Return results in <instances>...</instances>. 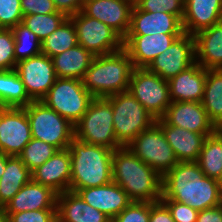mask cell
Instances as JSON below:
<instances>
[{"label":"cell","mask_w":222,"mask_h":222,"mask_svg":"<svg viewBox=\"0 0 222 222\" xmlns=\"http://www.w3.org/2000/svg\"><path fill=\"white\" fill-rule=\"evenodd\" d=\"M112 177L131 201L157 202L162 198V177L126 146L113 151Z\"/></svg>","instance_id":"2"},{"label":"cell","mask_w":222,"mask_h":222,"mask_svg":"<svg viewBox=\"0 0 222 222\" xmlns=\"http://www.w3.org/2000/svg\"><path fill=\"white\" fill-rule=\"evenodd\" d=\"M194 36L196 62L205 69H222V21Z\"/></svg>","instance_id":"26"},{"label":"cell","mask_w":222,"mask_h":222,"mask_svg":"<svg viewBox=\"0 0 222 222\" xmlns=\"http://www.w3.org/2000/svg\"><path fill=\"white\" fill-rule=\"evenodd\" d=\"M15 39L11 29L0 28V70H12L16 67Z\"/></svg>","instance_id":"37"},{"label":"cell","mask_w":222,"mask_h":222,"mask_svg":"<svg viewBox=\"0 0 222 222\" xmlns=\"http://www.w3.org/2000/svg\"><path fill=\"white\" fill-rule=\"evenodd\" d=\"M68 16L60 11L51 14H33L22 18V24L28 27L42 42L53 33Z\"/></svg>","instance_id":"34"},{"label":"cell","mask_w":222,"mask_h":222,"mask_svg":"<svg viewBox=\"0 0 222 222\" xmlns=\"http://www.w3.org/2000/svg\"><path fill=\"white\" fill-rule=\"evenodd\" d=\"M94 97L80 79L57 78L41 101L75 125Z\"/></svg>","instance_id":"8"},{"label":"cell","mask_w":222,"mask_h":222,"mask_svg":"<svg viewBox=\"0 0 222 222\" xmlns=\"http://www.w3.org/2000/svg\"><path fill=\"white\" fill-rule=\"evenodd\" d=\"M133 69L132 60L124 48L95 56L82 79L83 86L94 98L126 92Z\"/></svg>","instance_id":"4"},{"label":"cell","mask_w":222,"mask_h":222,"mask_svg":"<svg viewBox=\"0 0 222 222\" xmlns=\"http://www.w3.org/2000/svg\"><path fill=\"white\" fill-rule=\"evenodd\" d=\"M56 214L64 222H111L103 212L87 204L77 193L57 194Z\"/></svg>","instance_id":"25"},{"label":"cell","mask_w":222,"mask_h":222,"mask_svg":"<svg viewBox=\"0 0 222 222\" xmlns=\"http://www.w3.org/2000/svg\"><path fill=\"white\" fill-rule=\"evenodd\" d=\"M161 119L167 125L200 134H214L218 130L201 102H171Z\"/></svg>","instance_id":"16"},{"label":"cell","mask_w":222,"mask_h":222,"mask_svg":"<svg viewBox=\"0 0 222 222\" xmlns=\"http://www.w3.org/2000/svg\"><path fill=\"white\" fill-rule=\"evenodd\" d=\"M76 193L111 219L132 202L122 187L113 181L103 186L79 189Z\"/></svg>","instance_id":"19"},{"label":"cell","mask_w":222,"mask_h":222,"mask_svg":"<svg viewBox=\"0 0 222 222\" xmlns=\"http://www.w3.org/2000/svg\"><path fill=\"white\" fill-rule=\"evenodd\" d=\"M30 123L32 138L42 140L57 150L67 149L74 138V125L46 106L33 101L23 107Z\"/></svg>","instance_id":"7"},{"label":"cell","mask_w":222,"mask_h":222,"mask_svg":"<svg viewBox=\"0 0 222 222\" xmlns=\"http://www.w3.org/2000/svg\"><path fill=\"white\" fill-rule=\"evenodd\" d=\"M185 0H140L135 5L142 11L165 12L183 20Z\"/></svg>","instance_id":"36"},{"label":"cell","mask_w":222,"mask_h":222,"mask_svg":"<svg viewBox=\"0 0 222 222\" xmlns=\"http://www.w3.org/2000/svg\"><path fill=\"white\" fill-rule=\"evenodd\" d=\"M94 57L78 44L51 59L57 78L82 80Z\"/></svg>","instance_id":"27"},{"label":"cell","mask_w":222,"mask_h":222,"mask_svg":"<svg viewBox=\"0 0 222 222\" xmlns=\"http://www.w3.org/2000/svg\"><path fill=\"white\" fill-rule=\"evenodd\" d=\"M203 108L218 129H222V69H208L202 99Z\"/></svg>","instance_id":"29"},{"label":"cell","mask_w":222,"mask_h":222,"mask_svg":"<svg viewBox=\"0 0 222 222\" xmlns=\"http://www.w3.org/2000/svg\"><path fill=\"white\" fill-rule=\"evenodd\" d=\"M150 202L132 201L111 222H149Z\"/></svg>","instance_id":"38"},{"label":"cell","mask_w":222,"mask_h":222,"mask_svg":"<svg viewBox=\"0 0 222 222\" xmlns=\"http://www.w3.org/2000/svg\"><path fill=\"white\" fill-rule=\"evenodd\" d=\"M8 157H9V155L0 151V178L5 170V166H6V162H7Z\"/></svg>","instance_id":"46"},{"label":"cell","mask_w":222,"mask_h":222,"mask_svg":"<svg viewBox=\"0 0 222 222\" xmlns=\"http://www.w3.org/2000/svg\"><path fill=\"white\" fill-rule=\"evenodd\" d=\"M23 16L33 14H51L58 10L53 0H20Z\"/></svg>","instance_id":"42"},{"label":"cell","mask_w":222,"mask_h":222,"mask_svg":"<svg viewBox=\"0 0 222 222\" xmlns=\"http://www.w3.org/2000/svg\"><path fill=\"white\" fill-rule=\"evenodd\" d=\"M32 139L30 123L23 107H0V151L18 156Z\"/></svg>","instance_id":"13"},{"label":"cell","mask_w":222,"mask_h":222,"mask_svg":"<svg viewBox=\"0 0 222 222\" xmlns=\"http://www.w3.org/2000/svg\"><path fill=\"white\" fill-rule=\"evenodd\" d=\"M130 3H132L133 5H135L137 2H139L140 0H128Z\"/></svg>","instance_id":"49"},{"label":"cell","mask_w":222,"mask_h":222,"mask_svg":"<svg viewBox=\"0 0 222 222\" xmlns=\"http://www.w3.org/2000/svg\"><path fill=\"white\" fill-rule=\"evenodd\" d=\"M137 158L162 178L179 162L166 141L162 128L155 122L126 146Z\"/></svg>","instance_id":"9"},{"label":"cell","mask_w":222,"mask_h":222,"mask_svg":"<svg viewBox=\"0 0 222 222\" xmlns=\"http://www.w3.org/2000/svg\"><path fill=\"white\" fill-rule=\"evenodd\" d=\"M158 33H185L182 20L165 12H147L136 5L131 12V24L127 35H153Z\"/></svg>","instance_id":"20"},{"label":"cell","mask_w":222,"mask_h":222,"mask_svg":"<svg viewBox=\"0 0 222 222\" xmlns=\"http://www.w3.org/2000/svg\"><path fill=\"white\" fill-rule=\"evenodd\" d=\"M218 181L220 182V185L222 187V172H221V175H220V179Z\"/></svg>","instance_id":"50"},{"label":"cell","mask_w":222,"mask_h":222,"mask_svg":"<svg viewBox=\"0 0 222 222\" xmlns=\"http://www.w3.org/2000/svg\"><path fill=\"white\" fill-rule=\"evenodd\" d=\"M107 99L113 108L115 136L122 147L127 146L156 122V119L129 91L117 93Z\"/></svg>","instance_id":"6"},{"label":"cell","mask_w":222,"mask_h":222,"mask_svg":"<svg viewBox=\"0 0 222 222\" xmlns=\"http://www.w3.org/2000/svg\"><path fill=\"white\" fill-rule=\"evenodd\" d=\"M11 30L15 39L16 63L42 53L41 41L28 27L19 23Z\"/></svg>","instance_id":"33"},{"label":"cell","mask_w":222,"mask_h":222,"mask_svg":"<svg viewBox=\"0 0 222 222\" xmlns=\"http://www.w3.org/2000/svg\"><path fill=\"white\" fill-rule=\"evenodd\" d=\"M22 18L20 0H0V28L12 29Z\"/></svg>","instance_id":"39"},{"label":"cell","mask_w":222,"mask_h":222,"mask_svg":"<svg viewBox=\"0 0 222 222\" xmlns=\"http://www.w3.org/2000/svg\"><path fill=\"white\" fill-rule=\"evenodd\" d=\"M161 200L202 211L222 204V187L218 180L205 176L197 162H178L162 178Z\"/></svg>","instance_id":"1"},{"label":"cell","mask_w":222,"mask_h":222,"mask_svg":"<svg viewBox=\"0 0 222 222\" xmlns=\"http://www.w3.org/2000/svg\"><path fill=\"white\" fill-rule=\"evenodd\" d=\"M128 91L157 120L171 104L169 83L147 68H134Z\"/></svg>","instance_id":"10"},{"label":"cell","mask_w":222,"mask_h":222,"mask_svg":"<svg viewBox=\"0 0 222 222\" xmlns=\"http://www.w3.org/2000/svg\"><path fill=\"white\" fill-rule=\"evenodd\" d=\"M74 137L82 142L121 148L113 127V108L107 98H93L87 111L74 125Z\"/></svg>","instance_id":"5"},{"label":"cell","mask_w":222,"mask_h":222,"mask_svg":"<svg viewBox=\"0 0 222 222\" xmlns=\"http://www.w3.org/2000/svg\"><path fill=\"white\" fill-rule=\"evenodd\" d=\"M57 149L42 141L32 138L30 142L23 148L18 157L22 160L25 166L32 172L44 162L49 160Z\"/></svg>","instance_id":"35"},{"label":"cell","mask_w":222,"mask_h":222,"mask_svg":"<svg viewBox=\"0 0 222 222\" xmlns=\"http://www.w3.org/2000/svg\"><path fill=\"white\" fill-rule=\"evenodd\" d=\"M86 0H53L55 8L65 13L68 17L77 14L83 8Z\"/></svg>","instance_id":"44"},{"label":"cell","mask_w":222,"mask_h":222,"mask_svg":"<svg viewBox=\"0 0 222 222\" xmlns=\"http://www.w3.org/2000/svg\"><path fill=\"white\" fill-rule=\"evenodd\" d=\"M196 222H222V204L199 211Z\"/></svg>","instance_id":"45"},{"label":"cell","mask_w":222,"mask_h":222,"mask_svg":"<svg viewBox=\"0 0 222 222\" xmlns=\"http://www.w3.org/2000/svg\"><path fill=\"white\" fill-rule=\"evenodd\" d=\"M31 102L15 69L0 70V107H26Z\"/></svg>","instance_id":"30"},{"label":"cell","mask_w":222,"mask_h":222,"mask_svg":"<svg viewBox=\"0 0 222 222\" xmlns=\"http://www.w3.org/2000/svg\"><path fill=\"white\" fill-rule=\"evenodd\" d=\"M206 76L207 69L195 62L171 78L168 81L171 102H202Z\"/></svg>","instance_id":"21"},{"label":"cell","mask_w":222,"mask_h":222,"mask_svg":"<svg viewBox=\"0 0 222 222\" xmlns=\"http://www.w3.org/2000/svg\"><path fill=\"white\" fill-rule=\"evenodd\" d=\"M69 18L75 25L78 44L94 56L114 53L124 48V39L103 22L82 11Z\"/></svg>","instance_id":"11"},{"label":"cell","mask_w":222,"mask_h":222,"mask_svg":"<svg viewBox=\"0 0 222 222\" xmlns=\"http://www.w3.org/2000/svg\"><path fill=\"white\" fill-rule=\"evenodd\" d=\"M149 222H175L168 207L160 200L150 202Z\"/></svg>","instance_id":"43"},{"label":"cell","mask_w":222,"mask_h":222,"mask_svg":"<svg viewBox=\"0 0 222 222\" xmlns=\"http://www.w3.org/2000/svg\"><path fill=\"white\" fill-rule=\"evenodd\" d=\"M42 53L52 58L78 45L76 28L68 17L53 33L41 42Z\"/></svg>","instance_id":"32"},{"label":"cell","mask_w":222,"mask_h":222,"mask_svg":"<svg viewBox=\"0 0 222 222\" xmlns=\"http://www.w3.org/2000/svg\"><path fill=\"white\" fill-rule=\"evenodd\" d=\"M71 155V179L69 191L98 187L113 181L110 148L82 142L75 137L69 147Z\"/></svg>","instance_id":"3"},{"label":"cell","mask_w":222,"mask_h":222,"mask_svg":"<svg viewBox=\"0 0 222 222\" xmlns=\"http://www.w3.org/2000/svg\"><path fill=\"white\" fill-rule=\"evenodd\" d=\"M31 179V171L22 160L18 156H9L5 170L0 178V208H4Z\"/></svg>","instance_id":"28"},{"label":"cell","mask_w":222,"mask_h":222,"mask_svg":"<svg viewBox=\"0 0 222 222\" xmlns=\"http://www.w3.org/2000/svg\"><path fill=\"white\" fill-rule=\"evenodd\" d=\"M8 222H50L56 215V209L24 211L20 213H5Z\"/></svg>","instance_id":"40"},{"label":"cell","mask_w":222,"mask_h":222,"mask_svg":"<svg viewBox=\"0 0 222 222\" xmlns=\"http://www.w3.org/2000/svg\"><path fill=\"white\" fill-rule=\"evenodd\" d=\"M133 6L128 0H86L81 11L103 22L124 39L130 29Z\"/></svg>","instance_id":"15"},{"label":"cell","mask_w":222,"mask_h":222,"mask_svg":"<svg viewBox=\"0 0 222 222\" xmlns=\"http://www.w3.org/2000/svg\"><path fill=\"white\" fill-rule=\"evenodd\" d=\"M196 62L195 39L193 35L183 33L162 54H159L147 67L164 80L169 81L181 71Z\"/></svg>","instance_id":"12"},{"label":"cell","mask_w":222,"mask_h":222,"mask_svg":"<svg viewBox=\"0 0 222 222\" xmlns=\"http://www.w3.org/2000/svg\"><path fill=\"white\" fill-rule=\"evenodd\" d=\"M57 193L50 187L34 182L26 183L3 208L5 213L56 209Z\"/></svg>","instance_id":"22"},{"label":"cell","mask_w":222,"mask_h":222,"mask_svg":"<svg viewBox=\"0 0 222 222\" xmlns=\"http://www.w3.org/2000/svg\"><path fill=\"white\" fill-rule=\"evenodd\" d=\"M169 209L175 222H196L198 213L186 203H179L173 200H161Z\"/></svg>","instance_id":"41"},{"label":"cell","mask_w":222,"mask_h":222,"mask_svg":"<svg viewBox=\"0 0 222 222\" xmlns=\"http://www.w3.org/2000/svg\"><path fill=\"white\" fill-rule=\"evenodd\" d=\"M15 71L33 101H41L57 79L52 59L43 53L17 62Z\"/></svg>","instance_id":"14"},{"label":"cell","mask_w":222,"mask_h":222,"mask_svg":"<svg viewBox=\"0 0 222 222\" xmlns=\"http://www.w3.org/2000/svg\"><path fill=\"white\" fill-rule=\"evenodd\" d=\"M222 21V0H185L183 29L195 35Z\"/></svg>","instance_id":"24"},{"label":"cell","mask_w":222,"mask_h":222,"mask_svg":"<svg viewBox=\"0 0 222 222\" xmlns=\"http://www.w3.org/2000/svg\"><path fill=\"white\" fill-rule=\"evenodd\" d=\"M0 222H8L7 215L3 208H0Z\"/></svg>","instance_id":"47"},{"label":"cell","mask_w":222,"mask_h":222,"mask_svg":"<svg viewBox=\"0 0 222 222\" xmlns=\"http://www.w3.org/2000/svg\"><path fill=\"white\" fill-rule=\"evenodd\" d=\"M204 175L216 180L222 172V129L208 136L197 159Z\"/></svg>","instance_id":"31"},{"label":"cell","mask_w":222,"mask_h":222,"mask_svg":"<svg viewBox=\"0 0 222 222\" xmlns=\"http://www.w3.org/2000/svg\"><path fill=\"white\" fill-rule=\"evenodd\" d=\"M183 33H158L153 35H127L124 49L130 56L134 68H147L173 41Z\"/></svg>","instance_id":"17"},{"label":"cell","mask_w":222,"mask_h":222,"mask_svg":"<svg viewBox=\"0 0 222 222\" xmlns=\"http://www.w3.org/2000/svg\"><path fill=\"white\" fill-rule=\"evenodd\" d=\"M156 123L179 162H196L206 138L212 134H200L176 126L167 125L162 119Z\"/></svg>","instance_id":"23"},{"label":"cell","mask_w":222,"mask_h":222,"mask_svg":"<svg viewBox=\"0 0 222 222\" xmlns=\"http://www.w3.org/2000/svg\"><path fill=\"white\" fill-rule=\"evenodd\" d=\"M32 180L50 187L57 194L69 191L71 155L69 149L57 150L54 155L31 172Z\"/></svg>","instance_id":"18"},{"label":"cell","mask_w":222,"mask_h":222,"mask_svg":"<svg viewBox=\"0 0 222 222\" xmlns=\"http://www.w3.org/2000/svg\"><path fill=\"white\" fill-rule=\"evenodd\" d=\"M50 222H64V221L56 214Z\"/></svg>","instance_id":"48"}]
</instances>
